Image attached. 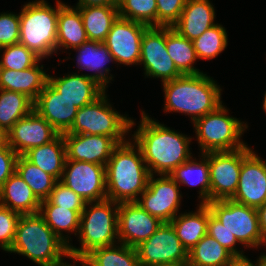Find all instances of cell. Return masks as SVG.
<instances>
[{"label": "cell", "mask_w": 266, "mask_h": 266, "mask_svg": "<svg viewBox=\"0 0 266 266\" xmlns=\"http://www.w3.org/2000/svg\"><path fill=\"white\" fill-rule=\"evenodd\" d=\"M141 114L140 125L130 140L140 148L151 175H169L192 157V138L152 120L144 111Z\"/></svg>", "instance_id": "1"}, {"label": "cell", "mask_w": 266, "mask_h": 266, "mask_svg": "<svg viewBox=\"0 0 266 266\" xmlns=\"http://www.w3.org/2000/svg\"><path fill=\"white\" fill-rule=\"evenodd\" d=\"M105 174L107 199L118 204L137 202L151 175L140 148L129 140L113 149Z\"/></svg>", "instance_id": "2"}, {"label": "cell", "mask_w": 266, "mask_h": 266, "mask_svg": "<svg viewBox=\"0 0 266 266\" xmlns=\"http://www.w3.org/2000/svg\"><path fill=\"white\" fill-rule=\"evenodd\" d=\"M162 85L164 111L189 115L192 123L222 105V89L205 73L182 75Z\"/></svg>", "instance_id": "3"}, {"label": "cell", "mask_w": 266, "mask_h": 266, "mask_svg": "<svg viewBox=\"0 0 266 266\" xmlns=\"http://www.w3.org/2000/svg\"><path fill=\"white\" fill-rule=\"evenodd\" d=\"M8 252L26 256L40 266H66L69 263L62 257L70 258L68 245L49 228L39 213L21 215Z\"/></svg>", "instance_id": "4"}, {"label": "cell", "mask_w": 266, "mask_h": 266, "mask_svg": "<svg viewBox=\"0 0 266 266\" xmlns=\"http://www.w3.org/2000/svg\"><path fill=\"white\" fill-rule=\"evenodd\" d=\"M118 206L110 199L87 202L80 215V248L69 244L70 259L81 261L93 249L118 244Z\"/></svg>", "instance_id": "5"}, {"label": "cell", "mask_w": 266, "mask_h": 266, "mask_svg": "<svg viewBox=\"0 0 266 266\" xmlns=\"http://www.w3.org/2000/svg\"><path fill=\"white\" fill-rule=\"evenodd\" d=\"M56 2V8L45 0L28 2L23 5L19 14V43L41 59L57 53L59 0Z\"/></svg>", "instance_id": "6"}, {"label": "cell", "mask_w": 266, "mask_h": 266, "mask_svg": "<svg viewBox=\"0 0 266 266\" xmlns=\"http://www.w3.org/2000/svg\"><path fill=\"white\" fill-rule=\"evenodd\" d=\"M135 122L127 115L115 111L106 91L94 102L78 109L72 127L65 133L106 135L117 144L126 142V136Z\"/></svg>", "instance_id": "7"}, {"label": "cell", "mask_w": 266, "mask_h": 266, "mask_svg": "<svg viewBox=\"0 0 266 266\" xmlns=\"http://www.w3.org/2000/svg\"><path fill=\"white\" fill-rule=\"evenodd\" d=\"M224 104L193 122L201 154L233 151L246 147L241 136L248 128L239 119L228 116Z\"/></svg>", "instance_id": "8"}, {"label": "cell", "mask_w": 266, "mask_h": 266, "mask_svg": "<svg viewBox=\"0 0 266 266\" xmlns=\"http://www.w3.org/2000/svg\"><path fill=\"white\" fill-rule=\"evenodd\" d=\"M211 214L234 235L237 241L247 248L263 246V237L257 208L246 206L231 199L211 201L207 203Z\"/></svg>", "instance_id": "9"}, {"label": "cell", "mask_w": 266, "mask_h": 266, "mask_svg": "<svg viewBox=\"0 0 266 266\" xmlns=\"http://www.w3.org/2000/svg\"><path fill=\"white\" fill-rule=\"evenodd\" d=\"M135 248L140 266L188 263V251L170 223H163L150 238Z\"/></svg>", "instance_id": "10"}, {"label": "cell", "mask_w": 266, "mask_h": 266, "mask_svg": "<svg viewBox=\"0 0 266 266\" xmlns=\"http://www.w3.org/2000/svg\"><path fill=\"white\" fill-rule=\"evenodd\" d=\"M143 64L145 75L160 78L162 83L183 74L177 69L166 48V27H148L141 41L139 65Z\"/></svg>", "instance_id": "11"}, {"label": "cell", "mask_w": 266, "mask_h": 266, "mask_svg": "<svg viewBox=\"0 0 266 266\" xmlns=\"http://www.w3.org/2000/svg\"><path fill=\"white\" fill-rule=\"evenodd\" d=\"M150 175L146 190L137 204L163 223H170L177 215L182 199L180 186L169 175Z\"/></svg>", "instance_id": "12"}, {"label": "cell", "mask_w": 266, "mask_h": 266, "mask_svg": "<svg viewBox=\"0 0 266 266\" xmlns=\"http://www.w3.org/2000/svg\"><path fill=\"white\" fill-rule=\"evenodd\" d=\"M60 182L86 202L107 199L104 165L66 160Z\"/></svg>", "instance_id": "13"}, {"label": "cell", "mask_w": 266, "mask_h": 266, "mask_svg": "<svg viewBox=\"0 0 266 266\" xmlns=\"http://www.w3.org/2000/svg\"><path fill=\"white\" fill-rule=\"evenodd\" d=\"M234 202L258 208L266 203V161L248 145L242 148V165Z\"/></svg>", "instance_id": "14"}, {"label": "cell", "mask_w": 266, "mask_h": 266, "mask_svg": "<svg viewBox=\"0 0 266 266\" xmlns=\"http://www.w3.org/2000/svg\"><path fill=\"white\" fill-rule=\"evenodd\" d=\"M210 202L231 199L236 193L242 165V148L208 152Z\"/></svg>", "instance_id": "15"}, {"label": "cell", "mask_w": 266, "mask_h": 266, "mask_svg": "<svg viewBox=\"0 0 266 266\" xmlns=\"http://www.w3.org/2000/svg\"><path fill=\"white\" fill-rule=\"evenodd\" d=\"M148 27L143 23L118 17L103 42L116 63L139 65L142 36Z\"/></svg>", "instance_id": "16"}, {"label": "cell", "mask_w": 266, "mask_h": 266, "mask_svg": "<svg viewBox=\"0 0 266 266\" xmlns=\"http://www.w3.org/2000/svg\"><path fill=\"white\" fill-rule=\"evenodd\" d=\"M163 224L136 202L119 203L118 240L129 247H137L150 238Z\"/></svg>", "instance_id": "17"}, {"label": "cell", "mask_w": 266, "mask_h": 266, "mask_svg": "<svg viewBox=\"0 0 266 266\" xmlns=\"http://www.w3.org/2000/svg\"><path fill=\"white\" fill-rule=\"evenodd\" d=\"M58 135L43 117L32 110L8 131V144L18 155H23L31 148L51 142Z\"/></svg>", "instance_id": "18"}, {"label": "cell", "mask_w": 266, "mask_h": 266, "mask_svg": "<svg viewBox=\"0 0 266 266\" xmlns=\"http://www.w3.org/2000/svg\"><path fill=\"white\" fill-rule=\"evenodd\" d=\"M66 145V160L84 161L106 166L118 145L106 135L62 133Z\"/></svg>", "instance_id": "19"}, {"label": "cell", "mask_w": 266, "mask_h": 266, "mask_svg": "<svg viewBox=\"0 0 266 266\" xmlns=\"http://www.w3.org/2000/svg\"><path fill=\"white\" fill-rule=\"evenodd\" d=\"M79 108L60 94L47 82L34 101L33 110L43 117L59 134L73 125Z\"/></svg>", "instance_id": "20"}, {"label": "cell", "mask_w": 266, "mask_h": 266, "mask_svg": "<svg viewBox=\"0 0 266 266\" xmlns=\"http://www.w3.org/2000/svg\"><path fill=\"white\" fill-rule=\"evenodd\" d=\"M48 83L77 108L94 102L105 92L98 83L84 74L73 73L57 78L48 75Z\"/></svg>", "instance_id": "21"}, {"label": "cell", "mask_w": 266, "mask_h": 266, "mask_svg": "<svg viewBox=\"0 0 266 266\" xmlns=\"http://www.w3.org/2000/svg\"><path fill=\"white\" fill-rule=\"evenodd\" d=\"M213 6L209 0H187L178 21L172 28L184 38L193 41L216 24Z\"/></svg>", "instance_id": "22"}, {"label": "cell", "mask_w": 266, "mask_h": 266, "mask_svg": "<svg viewBox=\"0 0 266 266\" xmlns=\"http://www.w3.org/2000/svg\"><path fill=\"white\" fill-rule=\"evenodd\" d=\"M73 50L78 52L76 55L77 65H80L78 68L95 71L94 74L84 75L106 90L107 84L113 78L111 74L108 76L110 68L106 65L111 61L116 62L106 45L103 42L87 40Z\"/></svg>", "instance_id": "23"}, {"label": "cell", "mask_w": 266, "mask_h": 266, "mask_svg": "<svg viewBox=\"0 0 266 266\" xmlns=\"http://www.w3.org/2000/svg\"><path fill=\"white\" fill-rule=\"evenodd\" d=\"M43 68L38 63L21 71L0 68V89L23 93L34 102L48 82Z\"/></svg>", "instance_id": "24"}, {"label": "cell", "mask_w": 266, "mask_h": 266, "mask_svg": "<svg viewBox=\"0 0 266 266\" xmlns=\"http://www.w3.org/2000/svg\"><path fill=\"white\" fill-rule=\"evenodd\" d=\"M41 201L15 171L0 188V205L20 215L39 212Z\"/></svg>", "instance_id": "25"}, {"label": "cell", "mask_w": 266, "mask_h": 266, "mask_svg": "<svg viewBox=\"0 0 266 266\" xmlns=\"http://www.w3.org/2000/svg\"><path fill=\"white\" fill-rule=\"evenodd\" d=\"M23 156L60 181L67 159L63 135L59 134L51 142L29 149Z\"/></svg>", "instance_id": "26"}, {"label": "cell", "mask_w": 266, "mask_h": 266, "mask_svg": "<svg viewBox=\"0 0 266 266\" xmlns=\"http://www.w3.org/2000/svg\"><path fill=\"white\" fill-rule=\"evenodd\" d=\"M208 220L209 207L207 204H200L196 212L177 215L170 224L189 252L207 234Z\"/></svg>", "instance_id": "27"}, {"label": "cell", "mask_w": 266, "mask_h": 266, "mask_svg": "<svg viewBox=\"0 0 266 266\" xmlns=\"http://www.w3.org/2000/svg\"><path fill=\"white\" fill-rule=\"evenodd\" d=\"M87 40L79 9L59 1L57 49H74Z\"/></svg>", "instance_id": "28"}, {"label": "cell", "mask_w": 266, "mask_h": 266, "mask_svg": "<svg viewBox=\"0 0 266 266\" xmlns=\"http://www.w3.org/2000/svg\"><path fill=\"white\" fill-rule=\"evenodd\" d=\"M200 162L191 157L188 161L176 167L169 176L180 186V184L199 186L200 204L210 202V171L208 164V153L201 155Z\"/></svg>", "instance_id": "29"}, {"label": "cell", "mask_w": 266, "mask_h": 266, "mask_svg": "<svg viewBox=\"0 0 266 266\" xmlns=\"http://www.w3.org/2000/svg\"><path fill=\"white\" fill-rule=\"evenodd\" d=\"M79 9L88 40L104 42L118 19V6H87Z\"/></svg>", "instance_id": "30"}, {"label": "cell", "mask_w": 266, "mask_h": 266, "mask_svg": "<svg viewBox=\"0 0 266 266\" xmlns=\"http://www.w3.org/2000/svg\"><path fill=\"white\" fill-rule=\"evenodd\" d=\"M80 264L83 266H140L136 248L119 242L118 245L93 249L80 261Z\"/></svg>", "instance_id": "31"}, {"label": "cell", "mask_w": 266, "mask_h": 266, "mask_svg": "<svg viewBox=\"0 0 266 266\" xmlns=\"http://www.w3.org/2000/svg\"><path fill=\"white\" fill-rule=\"evenodd\" d=\"M38 213L43 217L49 228L69 246V236L62 232L78 234L82 211L68 210L64 207L52 205L48 200H43Z\"/></svg>", "instance_id": "32"}, {"label": "cell", "mask_w": 266, "mask_h": 266, "mask_svg": "<svg viewBox=\"0 0 266 266\" xmlns=\"http://www.w3.org/2000/svg\"><path fill=\"white\" fill-rule=\"evenodd\" d=\"M235 256L206 234L189 252L187 266H228Z\"/></svg>", "instance_id": "33"}, {"label": "cell", "mask_w": 266, "mask_h": 266, "mask_svg": "<svg viewBox=\"0 0 266 266\" xmlns=\"http://www.w3.org/2000/svg\"><path fill=\"white\" fill-rule=\"evenodd\" d=\"M166 48L170 58L183 75L203 73L193 66L198 59L193 42L184 38L172 27H166Z\"/></svg>", "instance_id": "34"}, {"label": "cell", "mask_w": 266, "mask_h": 266, "mask_svg": "<svg viewBox=\"0 0 266 266\" xmlns=\"http://www.w3.org/2000/svg\"><path fill=\"white\" fill-rule=\"evenodd\" d=\"M33 107L34 102L25 94L0 89V127L8 132Z\"/></svg>", "instance_id": "35"}, {"label": "cell", "mask_w": 266, "mask_h": 266, "mask_svg": "<svg viewBox=\"0 0 266 266\" xmlns=\"http://www.w3.org/2000/svg\"><path fill=\"white\" fill-rule=\"evenodd\" d=\"M16 172L32 189L40 200H47L57 180L50 174L42 171L35 164L19 155L16 161Z\"/></svg>", "instance_id": "36"}, {"label": "cell", "mask_w": 266, "mask_h": 266, "mask_svg": "<svg viewBox=\"0 0 266 266\" xmlns=\"http://www.w3.org/2000/svg\"><path fill=\"white\" fill-rule=\"evenodd\" d=\"M227 36L225 27L218 23L207 29L201 36L192 41L197 58L199 60L216 58L227 47Z\"/></svg>", "instance_id": "37"}, {"label": "cell", "mask_w": 266, "mask_h": 266, "mask_svg": "<svg viewBox=\"0 0 266 266\" xmlns=\"http://www.w3.org/2000/svg\"><path fill=\"white\" fill-rule=\"evenodd\" d=\"M119 17L147 26H157L156 0H118Z\"/></svg>", "instance_id": "38"}, {"label": "cell", "mask_w": 266, "mask_h": 266, "mask_svg": "<svg viewBox=\"0 0 266 266\" xmlns=\"http://www.w3.org/2000/svg\"><path fill=\"white\" fill-rule=\"evenodd\" d=\"M4 50L0 59V68L21 71L36 65L42 60L26 46L17 43L0 48Z\"/></svg>", "instance_id": "39"}, {"label": "cell", "mask_w": 266, "mask_h": 266, "mask_svg": "<svg viewBox=\"0 0 266 266\" xmlns=\"http://www.w3.org/2000/svg\"><path fill=\"white\" fill-rule=\"evenodd\" d=\"M47 200L52 205H57L73 211H83L87 203L81 196L60 181L55 183Z\"/></svg>", "instance_id": "40"}, {"label": "cell", "mask_w": 266, "mask_h": 266, "mask_svg": "<svg viewBox=\"0 0 266 266\" xmlns=\"http://www.w3.org/2000/svg\"><path fill=\"white\" fill-rule=\"evenodd\" d=\"M21 215L0 205V247L9 251L15 240L17 225Z\"/></svg>", "instance_id": "41"}, {"label": "cell", "mask_w": 266, "mask_h": 266, "mask_svg": "<svg viewBox=\"0 0 266 266\" xmlns=\"http://www.w3.org/2000/svg\"><path fill=\"white\" fill-rule=\"evenodd\" d=\"M207 234L217 240L223 247L230 251L235 257L245 256L244 252L236 249L239 243L234 235H231L224 226L211 214L209 209V220L207 224ZM243 252V253H242Z\"/></svg>", "instance_id": "42"}, {"label": "cell", "mask_w": 266, "mask_h": 266, "mask_svg": "<svg viewBox=\"0 0 266 266\" xmlns=\"http://www.w3.org/2000/svg\"><path fill=\"white\" fill-rule=\"evenodd\" d=\"M157 26L172 27L179 19L187 0H156Z\"/></svg>", "instance_id": "43"}, {"label": "cell", "mask_w": 266, "mask_h": 266, "mask_svg": "<svg viewBox=\"0 0 266 266\" xmlns=\"http://www.w3.org/2000/svg\"><path fill=\"white\" fill-rule=\"evenodd\" d=\"M20 17L19 14H0V48L19 43Z\"/></svg>", "instance_id": "44"}, {"label": "cell", "mask_w": 266, "mask_h": 266, "mask_svg": "<svg viewBox=\"0 0 266 266\" xmlns=\"http://www.w3.org/2000/svg\"><path fill=\"white\" fill-rule=\"evenodd\" d=\"M18 154L9 146L0 148V188L16 171Z\"/></svg>", "instance_id": "45"}, {"label": "cell", "mask_w": 266, "mask_h": 266, "mask_svg": "<svg viewBox=\"0 0 266 266\" xmlns=\"http://www.w3.org/2000/svg\"><path fill=\"white\" fill-rule=\"evenodd\" d=\"M118 6V0H79L75 7Z\"/></svg>", "instance_id": "46"}, {"label": "cell", "mask_w": 266, "mask_h": 266, "mask_svg": "<svg viewBox=\"0 0 266 266\" xmlns=\"http://www.w3.org/2000/svg\"><path fill=\"white\" fill-rule=\"evenodd\" d=\"M228 266H263V256L260 255L255 263H252L246 256L235 257Z\"/></svg>", "instance_id": "47"}, {"label": "cell", "mask_w": 266, "mask_h": 266, "mask_svg": "<svg viewBox=\"0 0 266 266\" xmlns=\"http://www.w3.org/2000/svg\"><path fill=\"white\" fill-rule=\"evenodd\" d=\"M259 226L263 237L266 239V203L257 208Z\"/></svg>", "instance_id": "48"}, {"label": "cell", "mask_w": 266, "mask_h": 266, "mask_svg": "<svg viewBox=\"0 0 266 266\" xmlns=\"http://www.w3.org/2000/svg\"><path fill=\"white\" fill-rule=\"evenodd\" d=\"M8 145V132L0 127V148Z\"/></svg>", "instance_id": "49"}, {"label": "cell", "mask_w": 266, "mask_h": 266, "mask_svg": "<svg viewBox=\"0 0 266 266\" xmlns=\"http://www.w3.org/2000/svg\"><path fill=\"white\" fill-rule=\"evenodd\" d=\"M152 266H187L186 264H177V263H167V264H157Z\"/></svg>", "instance_id": "50"}, {"label": "cell", "mask_w": 266, "mask_h": 266, "mask_svg": "<svg viewBox=\"0 0 266 266\" xmlns=\"http://www.w3.org/2000/svg\"><path fill=\"white\" fill-rule=\"evenodd\" d=\"M263 109L265 110L264 112L266 114V92L264 94Z\"/></svg>", "instance_id": "51"}, {"label": "cell", "mask_w": 266, "mask_h": 266, "mask_svg": "<svg viewBox=\"0 0 266 266\" xmlns=\"http://www.w3.org/2000/svg\"><path fill=\"white\" fill-rule=\"evenodd\" d=\"M264 245H266V241H265ZM262 256H263V264H266V254H263Z\"/></svg>", "instance_id": "52"}]
</instances>
